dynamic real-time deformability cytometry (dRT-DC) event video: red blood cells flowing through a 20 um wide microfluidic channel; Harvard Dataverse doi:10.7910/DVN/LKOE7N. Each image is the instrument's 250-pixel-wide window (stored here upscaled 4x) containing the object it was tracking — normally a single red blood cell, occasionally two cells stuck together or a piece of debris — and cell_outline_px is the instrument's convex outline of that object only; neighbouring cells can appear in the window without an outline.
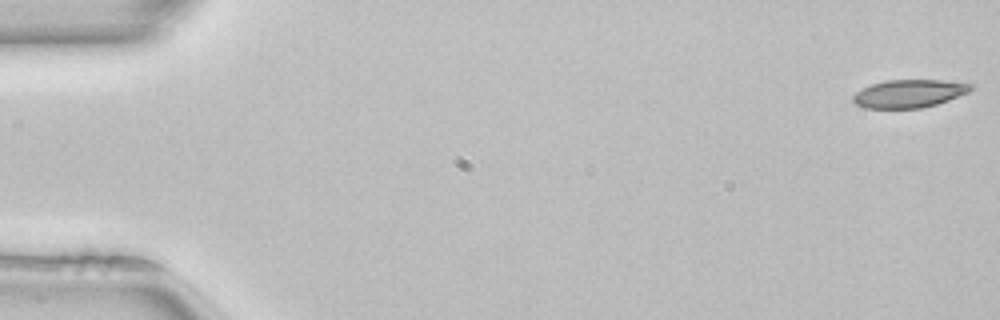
{"species": "common noctule bat (a hibernating species)", "species_latin": "Nyctalus noctula", "temperature_condition": "room temperature", "stored_images_in_passage": 51, "camera_frame_rate_fps": 3000, "um_per_image_px": 0.085, "animal": {"sex": "female", "body_mass_g": 22.7, "forearm_length_mm": 54.2}, "frame": {"image": 1, "passage_image": 1, "time_ms": 0.0, "image_size_px": [1000, 320], "cell_outline_px": [[976, 84], [968, 92], [948, 100], [936, 104], [920, 108], [864, 108], [856, 104], [852, 100], [852, 96], [856, 92], [872, 84], [888, 80], [940, 80]], "centroid_in_image_um": [77.27, 7.95], "position_along_channel_um": 7.7, "area_um2": 19.07}}
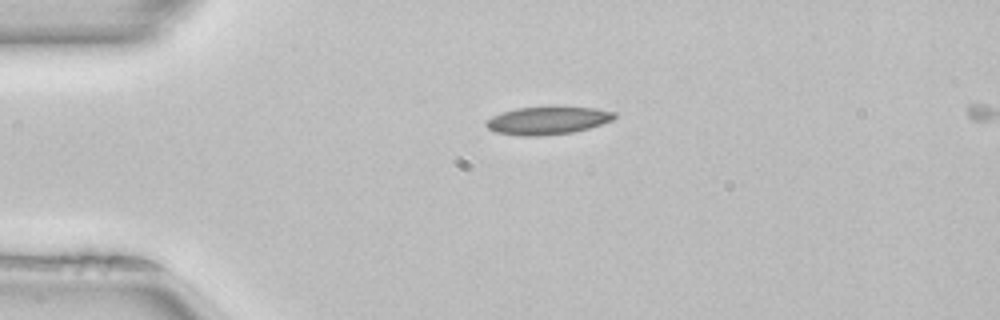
{"frame": {"image": 2, "passage_image": 12, "time_ms": 3.667, "image_size_px": [1000, 320], "cell_outline_px": [[616, 116], [612, 120], [588, 128], [572, 132], [544, 136], [520, 136], [496, 132], [488, 128], [484, 124], [484, 120], [500, 112], [516, 108], [552, 104], [560, 104], [596, 108], [616, 112]], "centroid_in_image_um": [46.53, 10.19], "position_along_channel_um": 38.5, "area_um2": 21.85}}
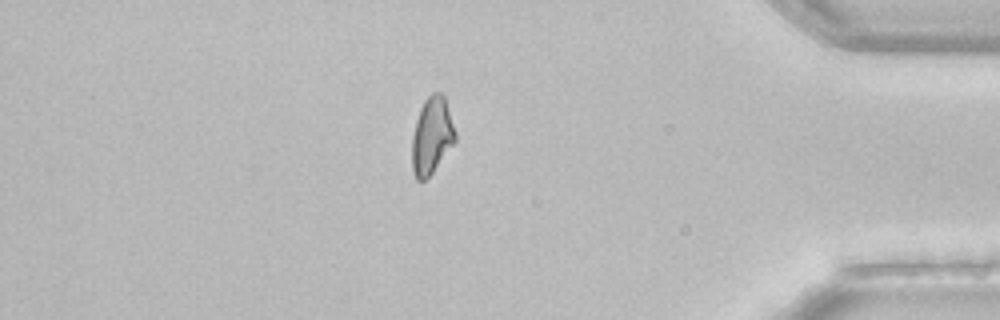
{"frame": {"image": 3, "passage_image": 44, "time_ms": 14.333, "image_size_px": [1000, 320], "cell_outline_px": [[456, 140], [432, 172], [424, 180], [416, 180], [412, 168], [412, 136], [416, 120], [420, 108], [424, 100], [432, 92], [440, 92], [444, 96], [456, 132]], "centroid_in_image_um": [36.69, 11.51], "position_along_channel_um": 398.5, "area_um2": 19.19}, "authors_computed_cell_mechanics": {"area_um2": 19.7676, "velocity_mm_per_s": 4.0318, "shape_relaxation_time_tau1_ms": null, "shape_relaxation_time_tau2_ms": 5.6376, "deformation_change_tau1": null, "deformation_change_tau2": 0.1215}}